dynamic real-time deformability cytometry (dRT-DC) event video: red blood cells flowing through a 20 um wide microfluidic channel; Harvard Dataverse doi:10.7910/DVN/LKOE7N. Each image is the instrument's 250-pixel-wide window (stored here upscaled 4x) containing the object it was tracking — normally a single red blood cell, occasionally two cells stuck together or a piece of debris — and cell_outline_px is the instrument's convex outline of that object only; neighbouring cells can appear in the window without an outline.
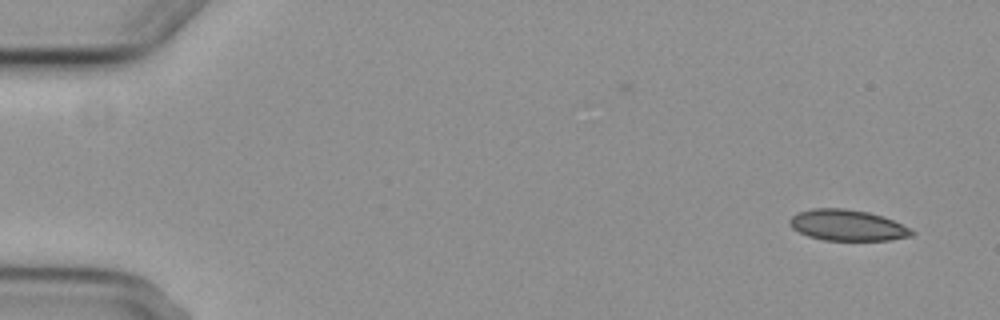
{"species": "common noctule bat (a hibernating species)", "species_latin": "Nyctalus noctula", "temperature_condition": "cold", "stored_images_in_passage": 4, "camera_frame_rate_fps": 3000, "um_per_image_px": 0.085, "animal": {"sex": "female", "body_mass_g": 29.2, "forearm_length_mm": 56.3}, "frame": {"image": 1, "passage_image": 1, "time_ms": 0.0, "image_size_px": [1000, 320], "cell_outline_px": [[916, 232], [912, 236], [888, 240], [824, 240], [808, 236], [792, 228], [788, 224], [788, 220], [792, 216], [800, 212], [812, 208], [844, 208], [868, 212], [892, 220]], "centroid_in_image_um": [71.99, 19.15], "position_along_channel_um": 13.0, "area_um2": 21.85}}
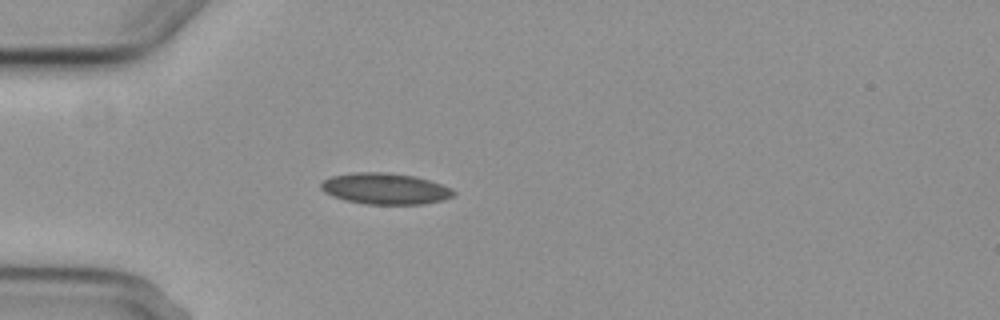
{"frame": {"image": 2, "passage_image": 4, "time_ms": 4.333, "image_size_px": [1000, 320], "cell_outline_px": [[456, 192], [452, 196], [444, 200], [424, 204], [364, 204], [344, 200], [332, 196], [324, 192], [320, 188], [320, 184], [324, 180], [332, 176], [356, 172], [388, 172], [412, 176], [428, 180], [452, 188]], "centroid_in_image_um": [32.72, 16.04], "position_along_channel_um": 52.3, "area_um2": 24.1}}